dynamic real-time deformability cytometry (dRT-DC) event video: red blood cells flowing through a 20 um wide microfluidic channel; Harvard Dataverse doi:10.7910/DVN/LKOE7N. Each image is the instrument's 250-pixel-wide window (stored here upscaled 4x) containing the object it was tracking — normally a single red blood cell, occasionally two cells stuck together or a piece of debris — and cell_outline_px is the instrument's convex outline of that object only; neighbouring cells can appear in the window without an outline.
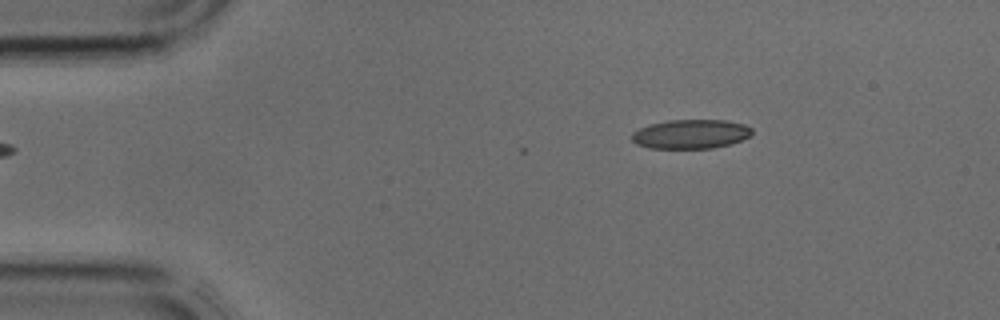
{"species": "common noctule bat (a hibernating species)", "species_latin": "Nyctalus noctula", "temperature_condition": "cold", "stored_images_in_passage": 2, "camera_frame_rate_fps": 3000, "um_per_image_px": 0.085, "animal": {"sex": "male", "body_mass_g": 17.9, "forearm_length_mm": 54.2}, "frame": {"image": 1, "passage_image": 2, "time_ms": 0.333, "image_size_px": [1000, 320], "cell_outline_px": [[752, 132], [748, 136], [732, 144], [712, 148], [648, 148], [636, 144], [632, 140], [632, 132], [648, 124], [668, 120], [724, 120], [744, 124], [752, 128]], "centroid_in_image_um": [58.69, 11.39], "position_along_channel_um": 26.3, "area_um2": 20.46}}